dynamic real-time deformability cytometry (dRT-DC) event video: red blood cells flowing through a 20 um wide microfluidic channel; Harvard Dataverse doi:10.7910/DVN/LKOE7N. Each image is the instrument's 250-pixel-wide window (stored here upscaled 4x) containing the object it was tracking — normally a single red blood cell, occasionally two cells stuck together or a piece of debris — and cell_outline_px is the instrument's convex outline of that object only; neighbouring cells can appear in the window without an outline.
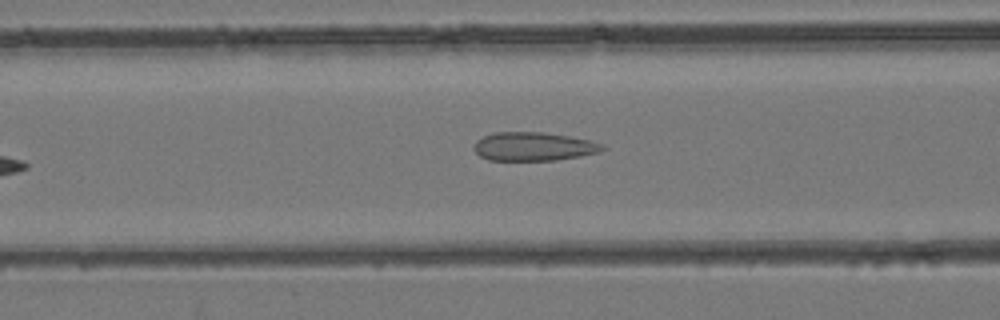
{"species": "common noctule bat (a hibernating species)", "species_latin": "Nyctalus noctula", "temperature_condition": "room temperature", "stored_images_in_passage": 9, "camera_frame_rate_fps": 3000, "um_per_image_px": 0.085, "animal": {"sex": "female", "body_mass_g": 24.6, "forearm_length_mm": 56.2}, "frame": {"image": 1, "passage_image": 8, "time_ms": 2.333, "image_size_px": [1000, 320], "cell_outline_px": [[608, 148], [600, 152], [580, 156], [556, 160], [488, 160], [480, 156], [472, 148], [476, 140], [492, 132], [544, 132], [568, 136], [588, 140], [604, 144]], "centroid_in_image_um": [45.35, 12.45], "position_along_channel_um": 121.2, "area_um2": 21.56}}